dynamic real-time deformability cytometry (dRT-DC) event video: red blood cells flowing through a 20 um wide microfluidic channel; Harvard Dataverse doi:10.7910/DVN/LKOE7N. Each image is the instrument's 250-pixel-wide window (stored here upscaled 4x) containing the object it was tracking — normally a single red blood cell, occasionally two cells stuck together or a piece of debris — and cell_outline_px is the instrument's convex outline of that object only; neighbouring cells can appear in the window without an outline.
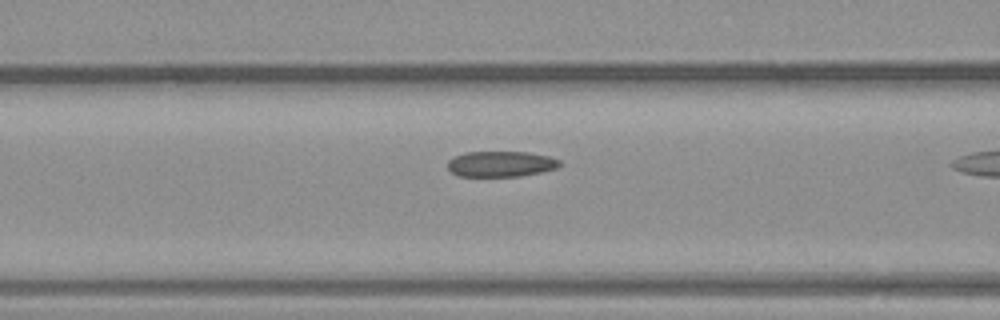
{"species": "common noctule bat (a hibernating species)", "species_latin": "Nyctalus noctula", "temperature_condition": "warm", "stored_images_in_passage": 8, "camera_frame_rate_fps": 3000, "um_per_image_px": 0.085, "animal": {"sex": "male", "body_mass_g": 23.1, "forearm_length_mm": 52.7}, "frame": {"image": 1, "passage_image": 7, "time_ms": 2.0, "image_size_px": [1000, 320], "cell_outline_px": [[560, 164], [556, 168], [540, 172], [520, 176], [456, 176], [448, 168], [448, 160], [464, 152], [528, 152], [552, 156], [560, 160]], "centroid_in_image_um": [42.58, 13.93], "position_along_channel_um": 124.0, "area_um2": 16.76}}